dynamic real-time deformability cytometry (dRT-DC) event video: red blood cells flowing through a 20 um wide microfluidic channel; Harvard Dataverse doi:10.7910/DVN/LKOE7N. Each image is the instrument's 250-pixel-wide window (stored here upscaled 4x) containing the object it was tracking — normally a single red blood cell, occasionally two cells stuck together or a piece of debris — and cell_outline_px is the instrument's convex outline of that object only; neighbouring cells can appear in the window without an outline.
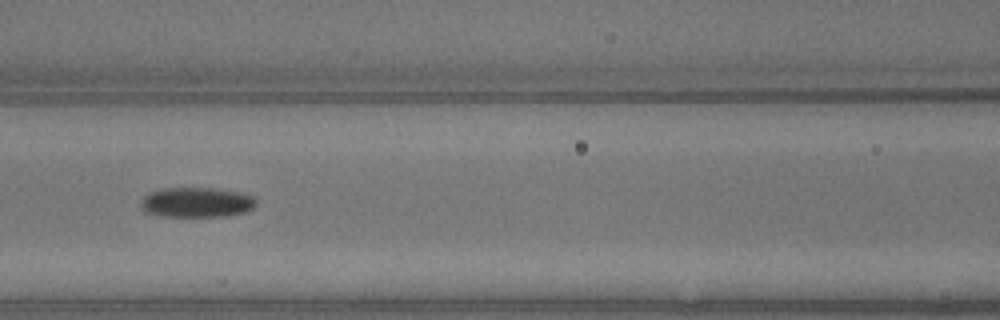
{"species": "common noctule bat (a hibernating species)", "species_latin": "Nyctalus noctula", "temperature_condition": "warm", "stored_images_in_passage": 10, "camera_frame_rate_fps": 3000, "um_per_image_px": 0.085, "animal": {"sex": "male", "body_mass_g": 13.3}, "frame": {"image": 1, "passage_image": 9, "time_ms": 2.667, "image_size_px": [1000, 320], "cell_outline_px": [[256, 204], [252, 208], [244, 212], [224, 216], [160, 216], [144, 212], [140, 208], [140, 204], [144, 196], [152, 192], [164, 188], [220, 188], [252, 196], [256, 200]], "centroid_in_image_um": [16.68, 17.2], "position_along_channel_um": 149.9, "area_um2": 20.06}}